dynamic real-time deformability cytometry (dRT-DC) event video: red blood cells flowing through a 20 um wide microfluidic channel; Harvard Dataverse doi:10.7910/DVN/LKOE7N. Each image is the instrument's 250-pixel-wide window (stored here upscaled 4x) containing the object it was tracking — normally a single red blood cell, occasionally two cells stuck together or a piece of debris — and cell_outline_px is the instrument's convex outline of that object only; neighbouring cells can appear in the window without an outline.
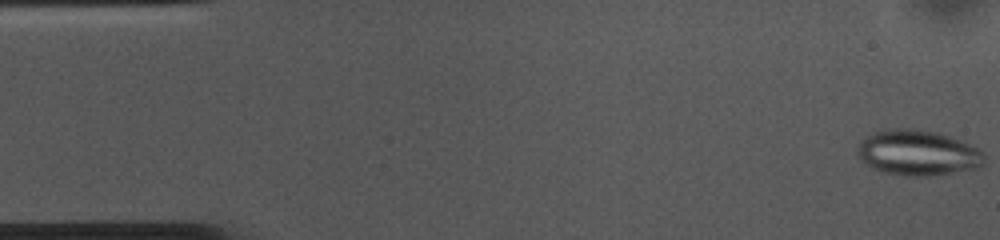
{"species": "common noctule bat (a hibernating species)", "species_latin": "Nyctalus noctula", "temperature_condition": "cold", "stored_images_in_passage": 54, "camera_frame_rate_fps": 3000, "um_per_image_px": 0.085, "animal": {"sex": "female", "body_mass_g": 10.0, "forearm_length_mm": 53.1}, "frame": {"image": 1, "passage_image": 1, "time_ms": 0.0, "image_size_px": [1000, 240], "cell_outline_px": [[984, 160], [976, 168], [928, 176], [904, 176], [884, 172], [872, 168], [860, 160], [856, 152], [864, 136], [880, 128], [912, 128], [936, 132], [948, 136], [980, 148], [984, 152]], "centroid_in_image_um": [77.95, 12.97], "position_along_channel_um": 7.0, "area_um2": 33.76}}
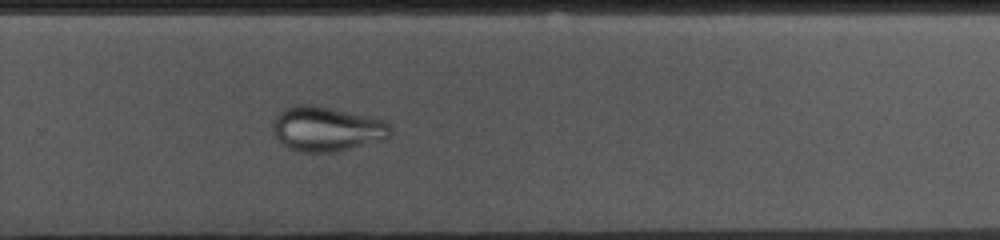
{"frame": {"image": 2, "passage_image": 35, "time_ms": 11.333, "image_size_px": [1000, 240], "cell_outline_px": [[392, 132], [384, 140], [336, 152], [304, 152], [288, 148], [276, 136], [272, 128], [272, 124], [276, 116], [284, 108], [296, 104], [312, 104], [388, 120], [392, 128]], "centroid_in_image_um": [27.81, 10.95], "position_along_channel_um": 302.0, "area_um2": 30.87}}
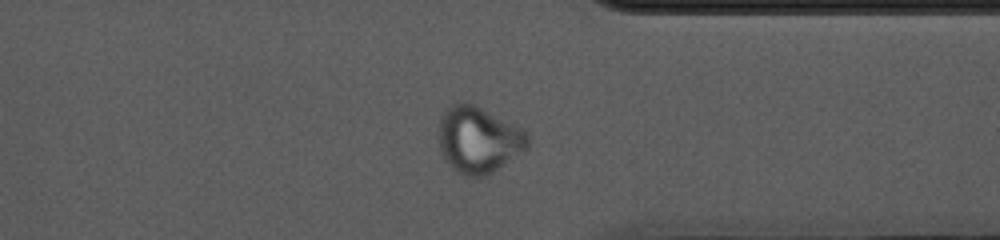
{"frame": {"image": 3, "passage_image": 41, "time_ms": 13.333, "image_size_px": [1000, 240], "cell_outline_px": [[528, 148], [488, 176], [464, 176], [456, 172], [452, 168], [440, 152], [436, 132], [440, 116], [452, 104], [460, 100], [468, 100], [524, 128], [528, 132]], "centroid_in_image_um": [40.65, 11.84], "position_along_channel_um": 370.8, "area_um2": 35.6}}